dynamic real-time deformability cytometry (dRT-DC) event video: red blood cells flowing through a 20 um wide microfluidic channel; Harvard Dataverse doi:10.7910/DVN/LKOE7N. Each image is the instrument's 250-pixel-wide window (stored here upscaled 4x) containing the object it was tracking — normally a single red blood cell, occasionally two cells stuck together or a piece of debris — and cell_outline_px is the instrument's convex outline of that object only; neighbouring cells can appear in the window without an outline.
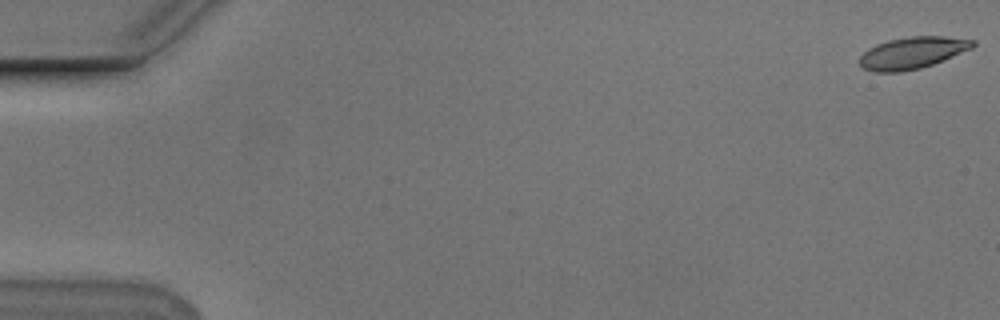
{"species": "Egyptian fruit bat (a non-hibernating species)", "species_latin": "Rousettus aegyptiacus", "temperature_condition": "cold", "stored_images_in_passage": 54, "camera_frame_rate_fps": 3000, "um_per_image_px": 0.085, "animal": {"sex": "male"}, "frame": {"image": 1, "passage_image": 1, "time_ms": 0.0, "image_size_px": [1000, 320], "cell_outline_px": [[976, 44], [972, 48], [932, 64], [920, 68], [900, 72], [872, 72], [864, 68], [860, 64], [860, 56], [868, 48], [876, 44], [888, 40], [912, 36], [944, 36], [976, 40]], "centroid_in_image_um": [77.54, 4.48], "position_along_channel_um": 7.5, "area_um2": 20.87}}
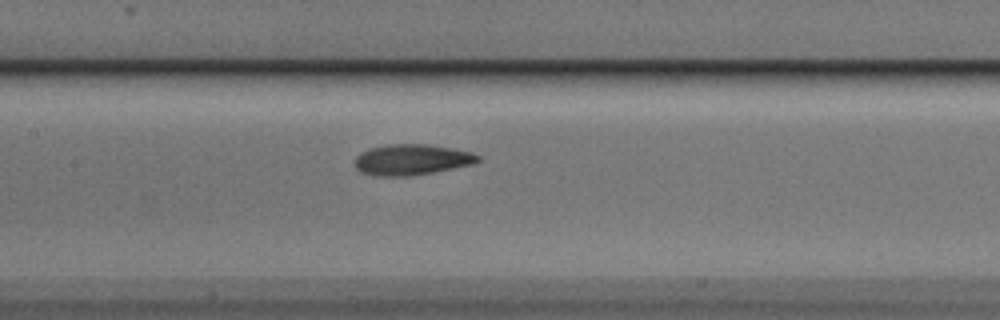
{"frame": {"image": 2, "passage_image": 27, "time_ms": 8.667, "image_size_px": [1000, 320], "cell_outline_px": [[480, 160], [472, 164], [432, 172], [408, 176], [376, 176], [360, 172], [356, 168], [356, 156], [360, 152], [368, 148], [384, 144], [428, 144], [452, 148], [472, 152], [480, 156]], "centroid_in_image_um": [34.96, 13.56], "position_along_channel_um": 172.4, "area_um2": 22.14}}
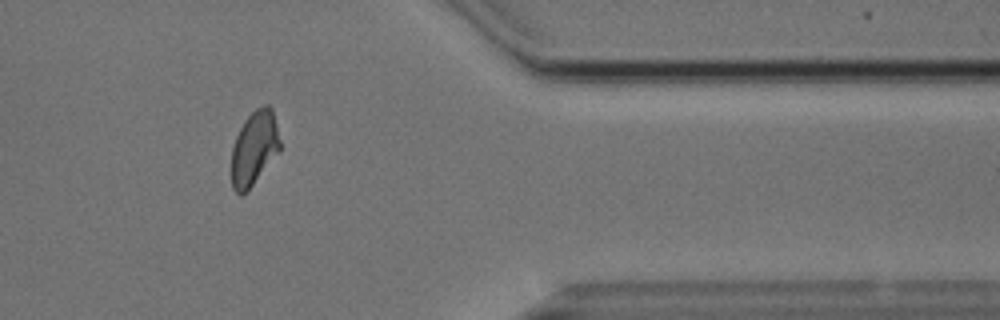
{"frame": {"image": 3, "passage_image": 46, "time_ms": 15.0, "image_size_px": [1000, 320], "cell_outline_px": [[280, 148], [252, 184], [240, 196], [232, 188], [232, 148], [236, 136], [244, 120], [256, 108], [264, 104], [268, 104], [272, 108], [280, 140]], "centroid_in_image_um": [21.59, 12.54], "position_along_channel_um": 389.8, "area_um2": 20.4}, "authors_computed_cell_mechanics": {"area_um2": 21.4149, "velocity_mm_per_s": 3.7362, "shape_relaxation_time_tau1_ms": 2.6038, "shape_relaxation_time_tau2_ms": 2.1576, "deformation_change_tau1": 0.1466, "deformation_change_tau2": 0.0881}}